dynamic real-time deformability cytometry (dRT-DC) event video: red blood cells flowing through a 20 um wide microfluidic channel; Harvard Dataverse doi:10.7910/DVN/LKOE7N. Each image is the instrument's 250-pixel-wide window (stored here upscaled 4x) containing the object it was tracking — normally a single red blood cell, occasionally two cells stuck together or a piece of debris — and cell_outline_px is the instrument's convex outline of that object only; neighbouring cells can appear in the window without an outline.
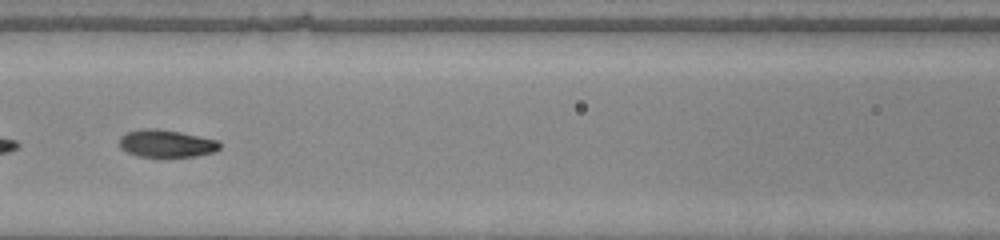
{"species": "common noctule bat (a hibernating species)", "species_latin": "Nyctalus noctula", "temperature_condition": "warm", "stored_images_in_passage": 20, "camera_frame_rate_fps": 3000, "um_per_image_px": 0.085, "animal": {"sex": "male", "body_mass_g": 20.0, "forearm_length_mm": 53.3}, "frame": {"image": 1, "passage_image": 9, "time_ms": 2.667, "image_size_px": [1000, 240], "cell_outline_px": [[220, 148], [216, 152], [196, 156], [136, 156], [120, 148], [120, 136], [124, 132], [140, 128], [156, 128], [180, 132], [220, 140]], "centroid_in_image_um": [14.14, 12.18], "position_along_channel_um": 152.5, "area_um2": 16.24}}
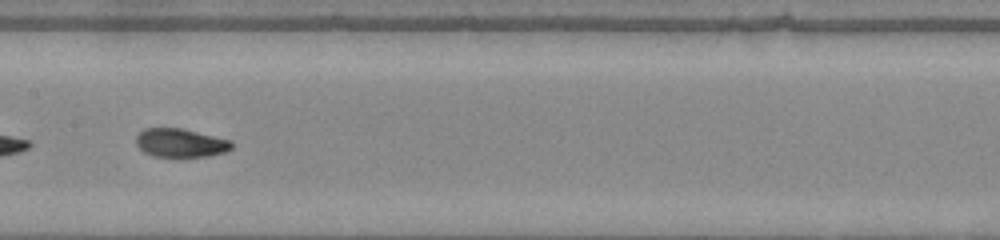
{"frame": {"image": 2, "passage_image": 12, "time_ms": 3.667, "image_size_px": [1000, 240], "cell_outline_px": [[232, 148], [224, 152], [204, 156], [152, 156], [144, 152], [136, 144], [136, 136], [144, 128], [180, 128], [232, 140]], "centroid_in_image_um": [15.32, 12.13], "position_along_channel_um": 192.1, "area_um2": 15.72}}
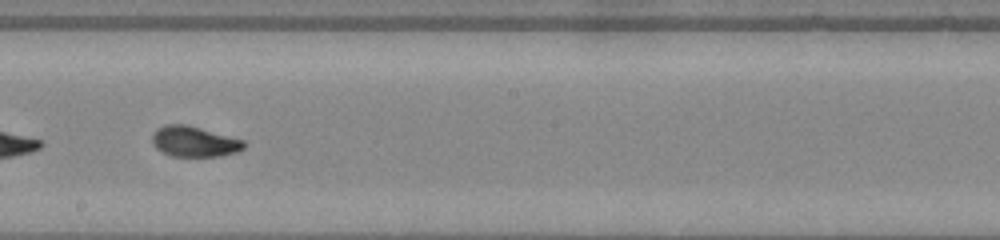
{"frame": {"image": 3, "passage_image": 15, "time_ms": 4.667, "image_size_px": [1000, 240], "cell_outline_px": [[244, 148], [236, 152], [220, 156], [172, 156], [156, 148], [152, 144], [152, 132], [156, 128], [164, 124], [184, 124], [200, 128], [244, 140]], "centroid_in_image_um": [16.46, 12.02], "position_along_channel_um": 231.7, "area_um2": 16.24}}